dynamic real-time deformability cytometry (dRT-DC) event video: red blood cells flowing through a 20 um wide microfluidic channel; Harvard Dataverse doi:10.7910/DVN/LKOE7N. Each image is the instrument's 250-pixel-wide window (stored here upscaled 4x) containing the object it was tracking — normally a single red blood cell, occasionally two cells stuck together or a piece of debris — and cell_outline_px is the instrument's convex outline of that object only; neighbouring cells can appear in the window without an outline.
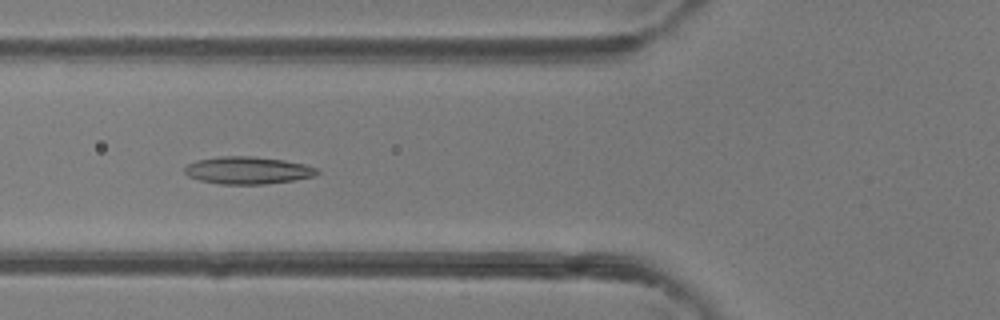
{"species": "common noctule bat (a hibernating species)", "species_latin": "Nyctalus noctula", "temperature_condition": "room temperature", "stored_images_in_passage": 47, "segment_of_instrument_passage": [1, 2], "camera_frame_rate_fps": 3000, "um_per_image_px": 0.085, "animal": {"sex": "female"}, "frame": {"image": 1, "passage_image": 17, "time_ms": 5.333, "image_size_px": [1000, 320], "cell_outline_px": [[320, 172], [316, 176], [292, 180], [264, 184], [220, 184], [200, 180], [188, 176], [184, 172], [184, 168], [188, 164], [196, 160], [220, 156], [252, 156], [284, 160], [304, 164], [316, 168]], "centroid_in_image_um": [21.05, 14.47], "position_along_channel_um": 104.8, "area_um2": 21.1}}
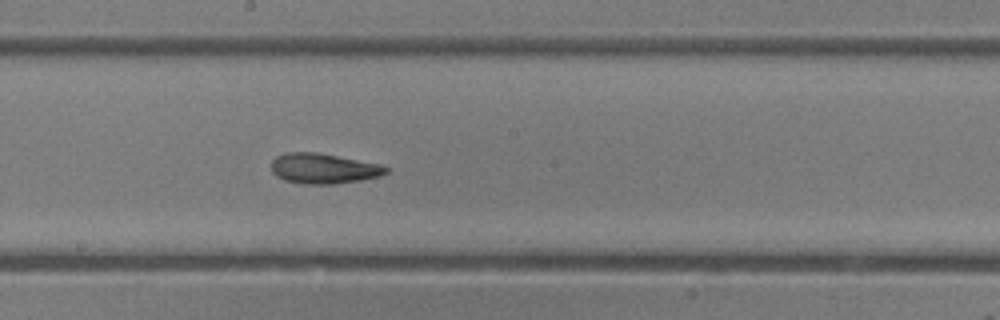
{"frame": {"image": 2, "passage_image": 25, "time_ms": 8.0, "image_size_px": [1000, 320], "cell_outline_px": [[388, 172], [380, 176], [360, 180], [332, 184], [304, 184], [284, 180], [276, 176], [272, 172], [272, 160], [276, 156], [284, 152], [316, 152], [384, 164], [388, 168]], "centroid_in_image_um": [27.51, 14.31], "position_along_channel_um": 220.7, "area_um2": 20.4}}
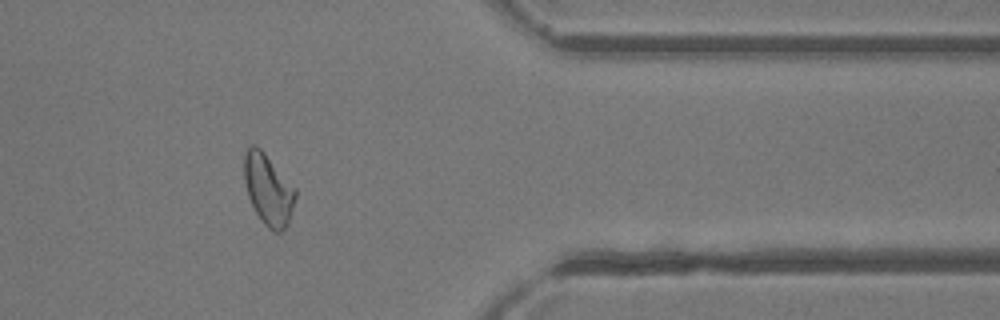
{"frame": {"image": 3, "passage_image": 38, "time_ms": 12.333, "image_size_px": [1000, 320], "cell_outline_px": [[296, 196], [288, 224], [280, 232], [272, 232], [260, 220], [248, 196], [244, 180], [244, 152], [252, 144], [256, 144], [264, 152], [296, 188]], "centroid_in_image_um": [22.8, 16.1], "position_along_channel_um": 388.6, "area_um2": 21.21}}